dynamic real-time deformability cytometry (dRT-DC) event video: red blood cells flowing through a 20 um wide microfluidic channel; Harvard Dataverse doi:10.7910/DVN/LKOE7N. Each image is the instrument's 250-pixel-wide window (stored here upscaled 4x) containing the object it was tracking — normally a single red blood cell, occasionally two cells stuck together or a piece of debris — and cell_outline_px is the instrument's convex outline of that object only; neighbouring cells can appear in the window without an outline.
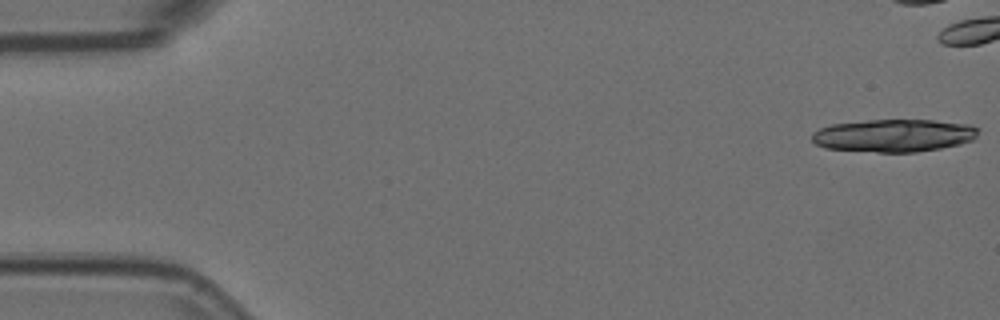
{"species": "Egyptian fruit bat (a non-hibernating species)", "species_latin": "Rousettus aegyptiacus", "temperature_condition": "room temperature", "stored_images_in_passage": 42, "camera_frame_rate_fps": 3000, "um_per_image_px": 0.085, "animal": {"sex": "female"}, "frame": {"image": 1, "passage_image": 1, "time_ms": 0.0, "image_size_px": [1000, 320], "cell_outline_px": [[980, 128], [976, 136], [972, 140], [960, 144], [940, 148], [916, 152], [876, 152], [824, 148], [816, 144], [812, 140], [812, 132], [820, 128], [832, 124], [868, 120], [932, 120], [972, 124]], "centroid_in_image_um": [75.99, 11.51], "position_along_channel_um": 9.0, "area_um2": 31.85}}